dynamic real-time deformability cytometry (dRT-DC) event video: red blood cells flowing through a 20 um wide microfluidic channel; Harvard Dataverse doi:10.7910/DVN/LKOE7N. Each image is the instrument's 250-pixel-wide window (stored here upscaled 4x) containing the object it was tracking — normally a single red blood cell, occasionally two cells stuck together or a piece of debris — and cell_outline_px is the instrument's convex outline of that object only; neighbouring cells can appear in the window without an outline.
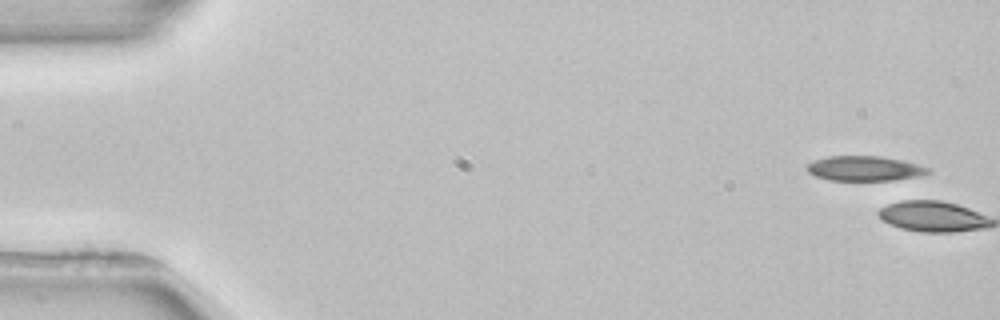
{"species": "common noctule bat (a hibernating species)", "species_latin": "Nyctalus noctula", "temperature_condition": "room temperature", "stored_images_in_passage": 4, "camera_frame_rate_fps": 3000, "um_per_image_px": 0.085, "animal": {"sex": "female", "body_mass_g": 22.7, "forearm_length_mm": 54.2}, "frame": {"image": 1, "passage_image": 1, "time_ms": 0.0, "image_size_px": [1000, 320], "cell_outline_px": [[932, 172], [920, 176], [892, 180], [828, 180], [816, 176], [808, 172], [808, 164], [816, 160], [828, 156], [880, 156], [900, 160], [932, 168]], "centroid_in_image_um": [73.54, 14.32], "position_along_channel_um": 11.5, "area_um2": 17.4}}